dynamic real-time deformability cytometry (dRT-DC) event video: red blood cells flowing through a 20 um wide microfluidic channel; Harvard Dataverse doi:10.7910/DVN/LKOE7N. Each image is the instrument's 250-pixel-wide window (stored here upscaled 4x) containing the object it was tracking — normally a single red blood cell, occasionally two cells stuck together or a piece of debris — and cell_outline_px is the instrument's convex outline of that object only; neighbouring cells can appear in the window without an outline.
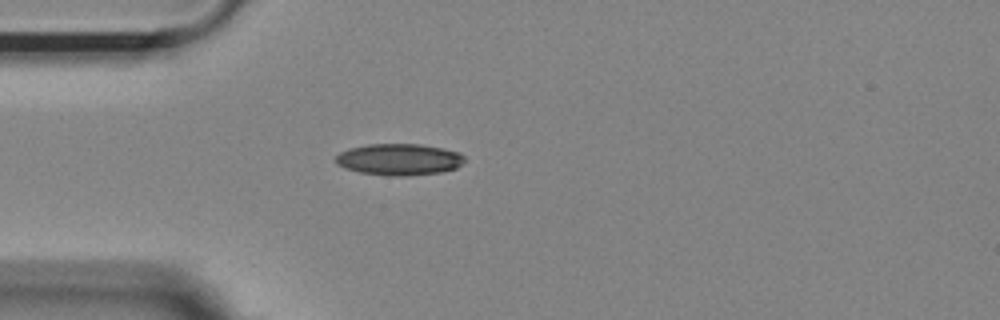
{"species": "Egyptian fruit bat (a non-hibernating species)", "species_latin": "Rousettus aegyptiacus", "temperature_condition": "room temperature", "stored_images_in_passage": 40, "camera_frame_rate_fps": 3000, "um_per_image_px": 0.085, "animal": {"sex": "female"}, "frame": {"image": 1, "passage_image": 1, "time_ms": 0.0, "image_size_px": [1000, 320], "cell_outline_px": [[464, 160], [456, 168], [440, 172], [404, 176], [392, 176], [360, 172], [344, 168], [336, 164], [336, 156], [340, 152], [348, 148], [368, 144], [420, 144], [444, 148], [460, 152], [464, 156]], "centroid_in_image_um": [33.91, 13.54], "position_along_channel_um": 51.1, "area_um2": 23.7}}
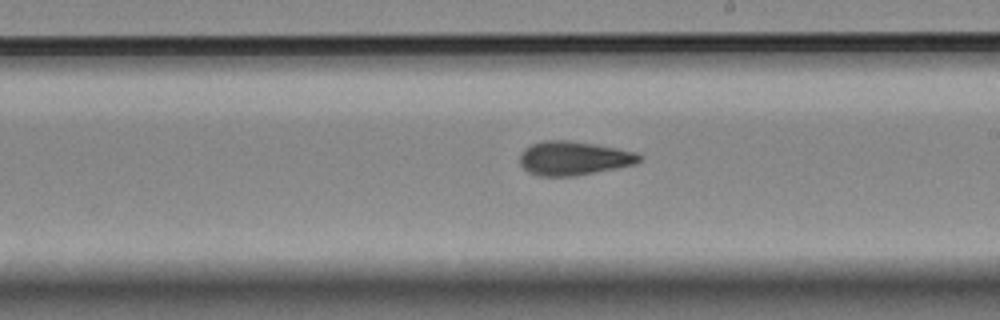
{"frame": {"image": 2, "passage_image": 17, "time_ms": 5.333, "image_size_px": [1000, 320], "cell_outline_px": [[644, 156], [636, 164], [616, 168], [572, 176], [536, 176], [528, 172], [520, 164], [520, 156], [524, 148], [532, 144], [544, 140], [568, 140], [596, 144], [636, 152]], "centroid_in_image_um": [48.76, 13.44], "position_along_channel_um": 240.2, "area_um2": 23.64}}
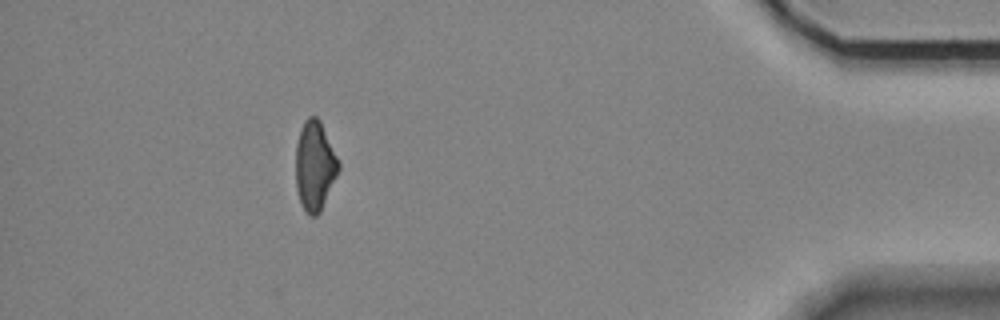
{"frame": {"image": 3, "passage_image": 35, "time_ms": 11.333, "image_size_px": [1000, 320], "cell_outline_px": [[340, 168], [320, 212], [316, 216], [312, 216], [304, 208], [300, 200], [296, 188], [296, 144], [300, 128], [304, 120], [308, 116], [316, 116], [320, 120], [340, 164]], "centroid_in_image_um": [26.74, 14.05], "position_along_channel_um": 408.5, "area_um2": 22.08}, "authors_computed_cell_mechanics": {"area_um2": 23.1489, "velocity_mm_per_s": 3.6808, "shape_relaxation_time_tau1_ms": 6.9961, "shape_relaxation_time_tau2_ms": 1.9112, "deformation_change_tau1": 0.172, "deformation_change_tau2": 0.0802}}